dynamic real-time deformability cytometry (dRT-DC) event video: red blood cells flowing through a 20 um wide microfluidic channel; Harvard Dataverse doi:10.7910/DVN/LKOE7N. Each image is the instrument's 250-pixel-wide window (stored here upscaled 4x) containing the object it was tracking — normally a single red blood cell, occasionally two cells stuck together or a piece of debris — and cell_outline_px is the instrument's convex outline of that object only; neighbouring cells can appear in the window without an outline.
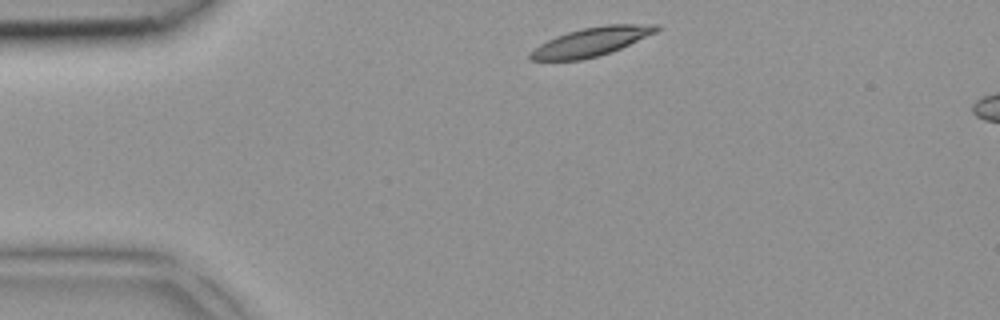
{"species": "common noctule bat (a hibernating species)", "species_latin": "Nyctalus noctula", "temperature_condition": "room temperature", "stored_images_in_passage": 2, "camera_frame_rate_fps": 3000, "um_per_image_px": 0.085, "animal": {"sex": "female", "body_mass_g": 18.4}, "frame": {"image": 1, "passage_image": 1, "time_ms": 0.0, "image_size_px": [1000, 320], "cell_outline_px": [[660, 28], [656, 32], [612, 52], [600, 56], [580, 60], [528, 60], [528, 52], [540, 44], [556, 36], [568, 32], [584, 28], [604, 24], [660, 24]], "centroid_in_image_um": [50.25, 3.55], "position_along_channel_um": 34.8, "area_um2": 21.15}}